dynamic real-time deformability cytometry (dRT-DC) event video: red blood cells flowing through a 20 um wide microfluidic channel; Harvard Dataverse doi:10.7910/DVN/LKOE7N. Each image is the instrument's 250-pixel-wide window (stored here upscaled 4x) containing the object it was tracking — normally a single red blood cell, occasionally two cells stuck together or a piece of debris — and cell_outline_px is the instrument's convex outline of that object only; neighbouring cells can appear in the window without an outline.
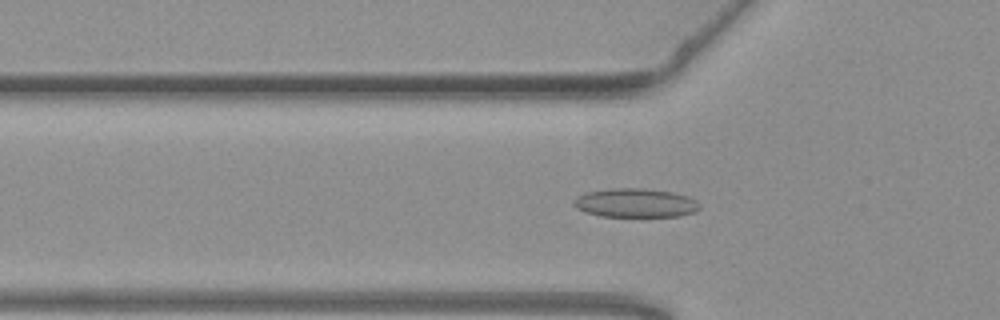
{"species": "common noctule bat (a hibernating species)", "species_latin": "Nyctalus noctula", "temperature_condition": "warm", "stored_images_in_passage": 46, "camera_frame_rate_fps": 3000, "um_per_image_px": 0.085, "animal": {"sex": "female", "body_mass_g": 19.3, "forearm_length_mm": 54.1}, "frame": {"image": 1, "passage_image": 10, "time_ms": 3.0, "image_size_px": [1000, 320], "cell_outline_px": [[700, 208], [696, 212], [680, 216], [600, 216], [584, 212], [576, 208], [572, 204], [572, 200], [576, 196], [584, 192], [608, 188], [640, 188], [672, 192], [688, 196], [696, 200], [700, 204]], "centroid_in_image_um": [53.97, 17.24], "position_along_channel_um": 71.8, "area_um2": 21.5}}
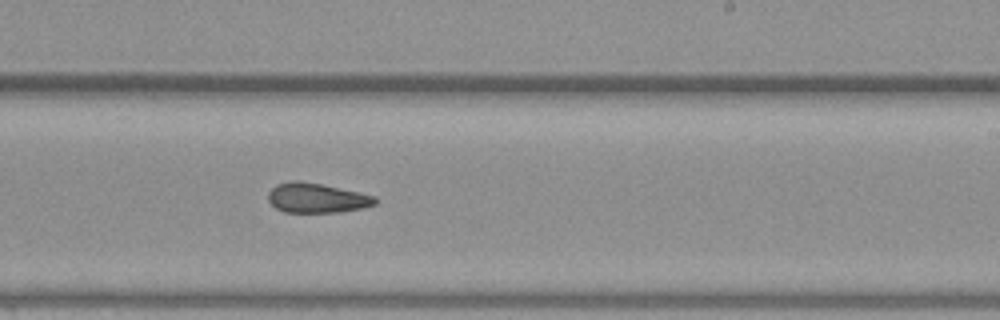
{"frame": {"image": 2, "passage_image": 25, "time_ms": 8.0, "image_size_px": [1000, 320], "cell_outline_px": [[376, 204], [364, 208], [340, 212], [284, 212], [276, 208], [268, 200], [268, 192], [276, 184], [292, 180], [300, 180], [320, 184], [376, 196]], "centroid_in_image_um": [26.9, 16.83], "position_along_channel_um": 262.1, "area_um2": 18.5}}
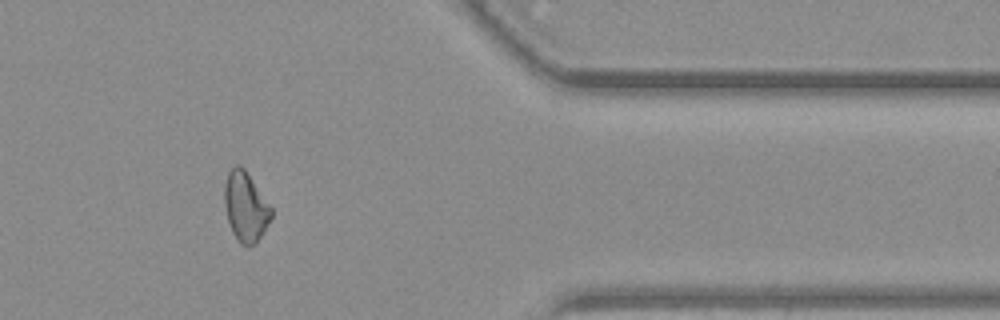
{"frame": {"image": 3, "passage_image": 37, "time_ms": 12.0, "image_size_px": [1000, 320], "cell_outline_px": [[272, 216], [264, 232], [256, 244], [248, 248], [240, 244], [232, 232], [228, 220], [224, 204], [224, 188], [228, 172], [236, 164], [240, 164], [244, 168], [272, 208]], "centroid_in_image_um": [20.87, 17.61], "position_along_channel_um": 390.5, "area_um2": 19.07}, "authors_computed_cell_mechanics": {"area_um2": 18.9873, "velocity_mm_per_s": 3.7919, "shape_relaxation_time_tau1_ms": null, "shape_relaxation_time_tau2_ms": 2.4462, "deformation_change_tau1": null, "deformation_change_tau2": 0.0917}}